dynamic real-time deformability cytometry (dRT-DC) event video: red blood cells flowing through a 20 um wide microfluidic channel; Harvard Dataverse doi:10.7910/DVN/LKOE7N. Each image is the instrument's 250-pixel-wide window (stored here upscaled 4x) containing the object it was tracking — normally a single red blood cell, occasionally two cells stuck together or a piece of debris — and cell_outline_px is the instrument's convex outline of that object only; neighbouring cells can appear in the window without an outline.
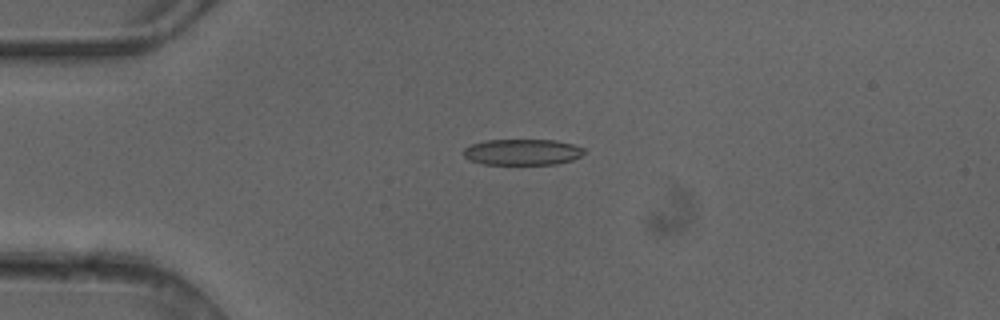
{"species": "common noctule bat (a hibernating species)", "species_latin": "Nyctalus noctula", "temperature_condition": "cold", "stored_images_in_passage": 2, "camera_frame_rate_fps": 3000, "um_per_image_px": 0.085, "animal": {"sex": "female"}, "frame": {"image": 1, "passage_image": 1, "time_ms": 0.0, "image_size_px": [1000, 320], "cell_outline_px": [[584, 152], [580, 156], [572, 160], [552, 164], [484, 164], [472, 160], [464, 156], [464, 148], [472, 144], [484, 140], [556, 140], [572, 144], [584, 148]], "centroid_in_image_um": [44.4, 12.91], "position_along_channel_um": 40.6, "area_um2": 18.09}}